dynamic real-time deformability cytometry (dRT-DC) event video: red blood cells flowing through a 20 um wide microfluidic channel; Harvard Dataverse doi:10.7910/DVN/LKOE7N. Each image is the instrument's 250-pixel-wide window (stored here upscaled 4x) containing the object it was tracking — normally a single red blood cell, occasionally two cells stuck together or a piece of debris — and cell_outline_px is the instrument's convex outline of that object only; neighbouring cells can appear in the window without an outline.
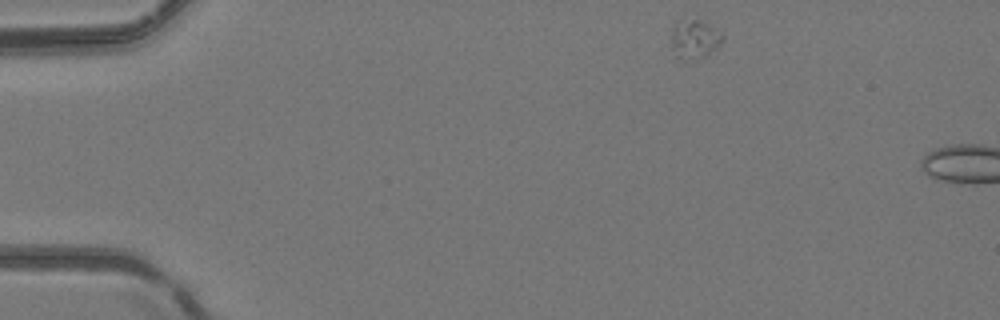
{"species": "common noctule bat (a hibernating species)", "species_latin": "Nyctalus noctula", "temperature_condition": "room temperature", "stored_images_in_passage": 42, "segment_of_instrument_passage": [1, 2], "camera_frame_rate_fps": 3000, "um_per_image_px": 0.085, "animal": {"sex": "female", "body_mass_g": 24.6, "forearm_length_mm": 56.2}, "frame": {"image": 1, "passage_image": 1, "time_ms": 0.0, "image_size_px": [1000, 320], "cell_outline_px": [[724, 40], [720, 48], [696, 60], [692, 60], [676, 56], [672, 44], [672, 28], [676, 20], [684, 12], [716, 28], [724, 36]], "centroid_in_image_um": [59.05, 3.22], "position_along_channel_um": 26.0, "area_um2": 12.43}}
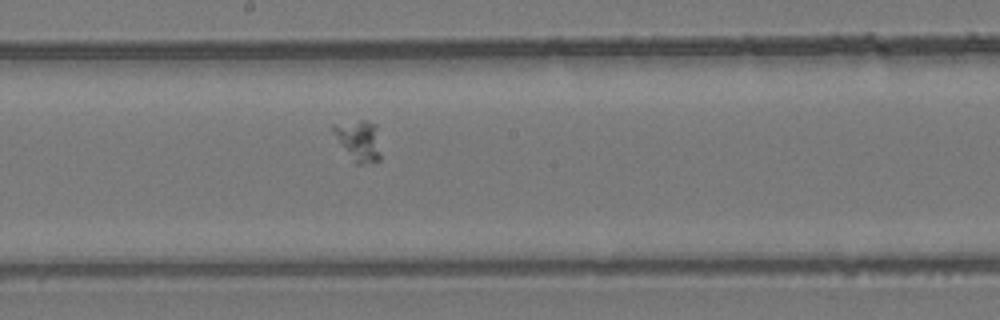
{"frame": {"image": 2, "passage_image": 21, "time_ms": 6.667, "image_size_px": [1000, 320], "cell_outline_px": [[380, 160], [360, 164], [356, 164], [340, 144], [332, 128], [332, 124], [360, 120], [368, 120], [376, 124], [380, 152]], "centroid_in_image_um": [30.51, 11.92], "position_along_channel_um": 217.7, "area_um2": 11.16}}
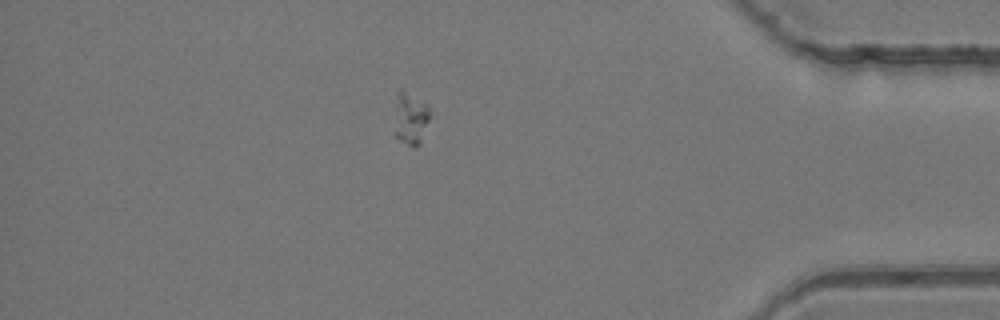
{"frame": {"image": 3, "passage_image": 37, "time_ms": 12.0, "image_size_px": [1000, 320], "cell_outline_px": [[432, 108], [420, 144], [416, 148], [412, 148], [400, 140], [392, 132], [396, 92], [400, 88], [428, 104]], "centroid_in_image_um": [34.85, 10.06], "position_along_channel_um": 400.3, "area_um2": 11.44}}